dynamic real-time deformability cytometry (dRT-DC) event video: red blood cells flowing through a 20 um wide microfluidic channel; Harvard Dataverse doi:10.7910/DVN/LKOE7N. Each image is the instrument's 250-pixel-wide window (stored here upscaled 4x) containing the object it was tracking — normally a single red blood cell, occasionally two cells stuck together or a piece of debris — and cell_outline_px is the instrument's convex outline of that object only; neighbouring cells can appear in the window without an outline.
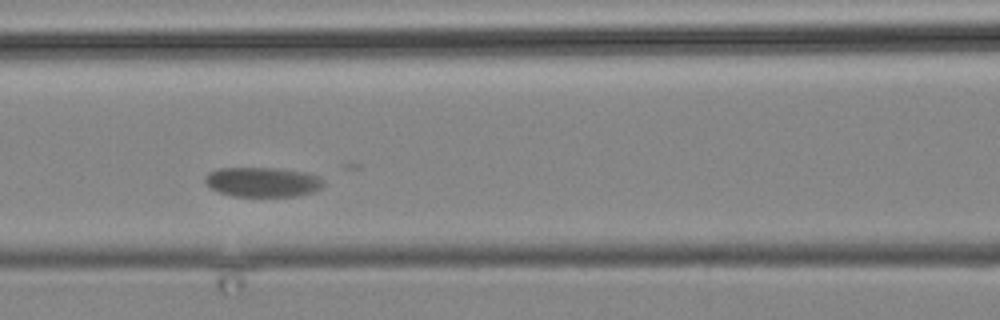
{"species": "common noctule bat (a hibernating species)", "species_latin": "Nyctalus noctula", "temperature_condition": "cold", "stored_images_in_passage": 5, "camera_frame_rate_fps": 3000, "um_per_image_px": 0.085, "animal": {"sex": "male", "body_mass_g": 19.2, "forearm_length_mm": 51.8}, "frame": {"image": 1, "passage_image": 3, "time_ms": 2.0, "image_size_px": [1000, 320], "cell_outline_px": [[324, 184], [320, 188], [312, 192], [296, 196], [232, 196], [220, 192], [212, 188], [204, 180], [204, 176], [208, 172], [220, 168], [276, 168], [304, 172], [320, 176], [324, 180]], "centroid_in_image_um": [22.33, 15.46], "position_along_channel_um": 144.3, "area_um2": 20.46}}
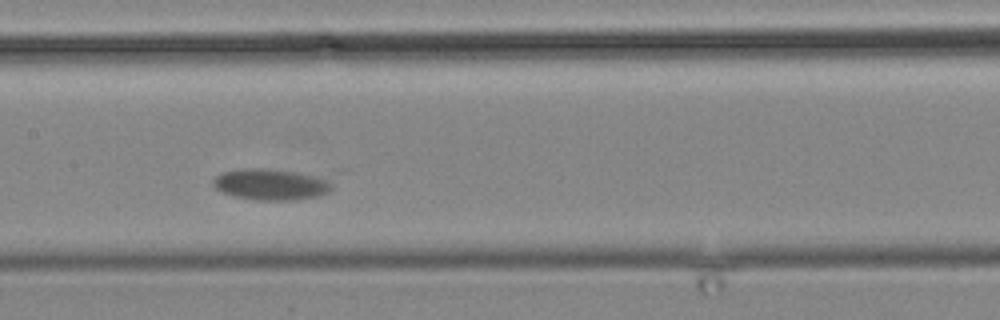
{"frame": {"image": 2, "passage_image": 4, "time_ms": 3.333, "image_size_px": [1000, 320], "cell_outline_px": [[332, 188], [328, 192], [320, 196], [296, 200], [256, 200], [232, 196], [216, 188], [212, 184], [212, 180], [216, 176], [224, 172], [244, 168], [264, 168], [292, 172], [312, 176], [324, 180], [332, 184]], "centroid_in_image_um": [22.96, 15.69], "position_along_channel_um": 184.4, "area_um2": 21.21}}
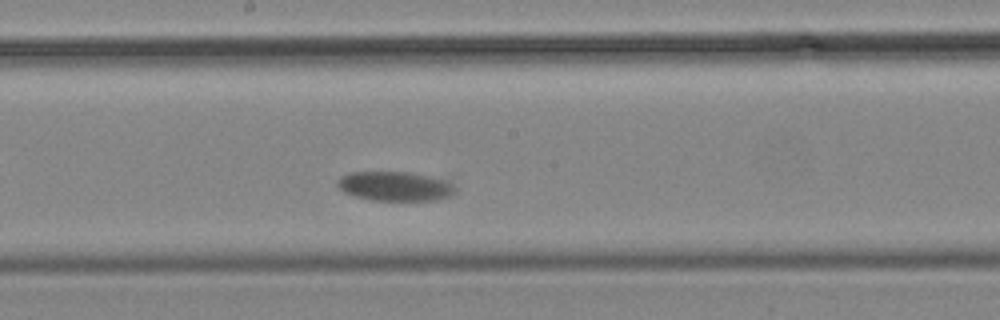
{"frame": {"image": 3, "passage_image": 5, "time_ms": 4.333, "image_size_px": [1000, 320], "cell_outline_px": [[456, 192], [452, 196], [436, 200], [368, 200], [344, 192], [336, 184], [336, 180], [340, 176], [352, 172], [408, 172], [448, 180], [456, 188]], "centroid_in_image_um": [33.59, 15.83], "position_along_channel_um": 214.6, "area_um2": 20.29}}